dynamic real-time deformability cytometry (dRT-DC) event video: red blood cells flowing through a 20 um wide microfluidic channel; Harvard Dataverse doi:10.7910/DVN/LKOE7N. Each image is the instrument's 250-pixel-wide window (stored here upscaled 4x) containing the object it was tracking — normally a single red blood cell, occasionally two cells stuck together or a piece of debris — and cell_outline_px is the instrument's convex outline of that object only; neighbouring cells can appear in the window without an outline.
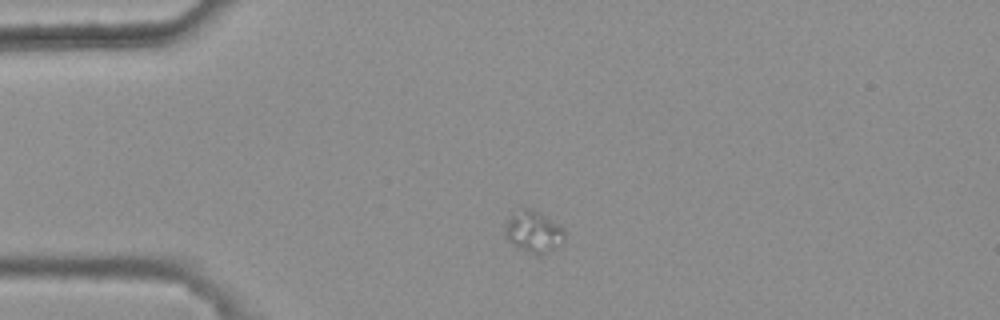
{"species": "common noctule bat (a hibernating species)", "species_latin": "Nyctalus noctula", "temperature_condition": "warm", "stored_images_in_passage": 3, "camera_frame_rate_fps": 3000, "um_per_image_px": 0.085, "animal": {"sex": "female", "body_mass_g": 25.1}, "frame": {"image": 1, "passage_image": 1, "time_ms": 0.0, "image_size_px": [1000, 320], "cell_outline_px": [[564, 240], [548, 252], [532, 252], [512, 244], [508, 240], [504, 232], [504, 228], [508, 220], [512, 216], [524, 208], [528, 208], [540, 212], [564, 228]], "centroid_in_image_um": [45.36, 19.66], "position_along_channel_um": 39.6, "area_um2": 13.7}}